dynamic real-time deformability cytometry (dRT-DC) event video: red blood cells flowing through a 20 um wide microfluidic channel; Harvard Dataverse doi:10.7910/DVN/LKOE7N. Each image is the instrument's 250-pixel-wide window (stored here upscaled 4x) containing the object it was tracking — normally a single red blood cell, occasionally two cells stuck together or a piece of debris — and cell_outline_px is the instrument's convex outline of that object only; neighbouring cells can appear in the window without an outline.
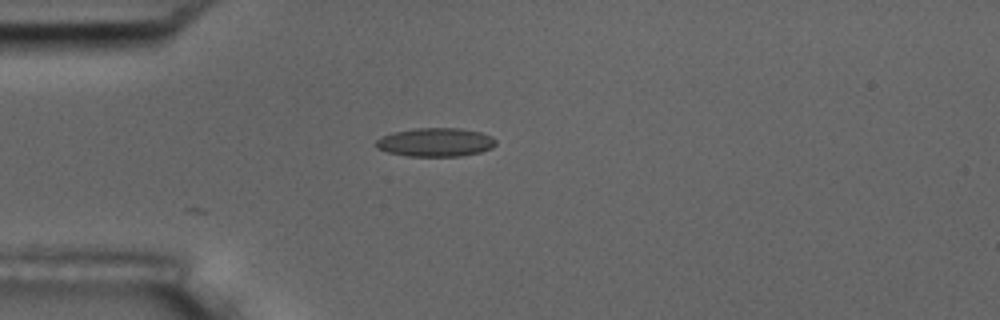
{"species": "common noctule bat (a hibernating species)", "species_latin": "Nyctalus noctula", "temperature_condition": "room temperature", "stored_images_in_passage": 1, "camera_frame_rate_fps": 3000, "um_per_image_px": 0.085, "animal": {"sex": "male", "body_mass_g": 17.5, "forearm_length_mm": 52.3}, "frame": {"image": 1, "passage_image": 1, "time_ms": 0.0, "image_size_px": [1000, 320], "cell_outline_px": [[496, 144], [492, 148], [480, 152], [460, 156], [408, 156], [388, 152], [376, 148], [372, 144], [380, 136], [392, 132], [416, 128], [460, 128], [480, 132], [492, 136], [496, 140]], "centroid_in_image_um": [36.98, 12.08], "position_along_channel_um": 48.0, "area_um2": 20.23}}